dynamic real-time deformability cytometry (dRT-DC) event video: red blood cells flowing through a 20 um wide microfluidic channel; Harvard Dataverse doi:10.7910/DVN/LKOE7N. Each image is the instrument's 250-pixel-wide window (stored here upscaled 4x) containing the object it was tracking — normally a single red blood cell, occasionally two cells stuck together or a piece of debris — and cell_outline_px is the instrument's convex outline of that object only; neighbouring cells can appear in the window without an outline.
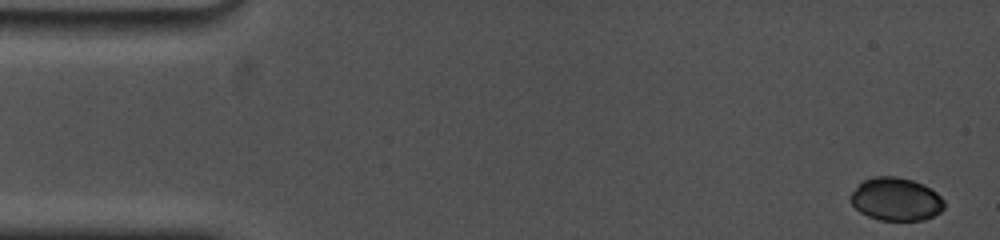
{"species": "common noctule bat (a hibernating species)", "species_latin": "Nyctalus noctula", "temperature_condition": "cold", "stored_images_in_passage": 46, "camera_frame_rate_fps": 5000, "um_per_image_px": 0.085, "animal": {"sex": "female", "body_mass_g": 19.0, "forearm_length_mm": 53.3}, "frame": {"image": 1, "passage_image": 1, "time_ms": 0.0, "image_size_px": [1000, 240], "cell_outline_px": [[944, 208], [940, 212], [924, 220], [880, 220], [868, 216], [860, 212], [848, 200], [848, 196], [864, 180], [872, 176], [896, 176], [912, 180], [924, 184], [936, 192], [944, 200]], "centroid_in_image_um": [76.15, 16.93], "position_along_channel_um": 8.9, "area_um2": 23.58}}
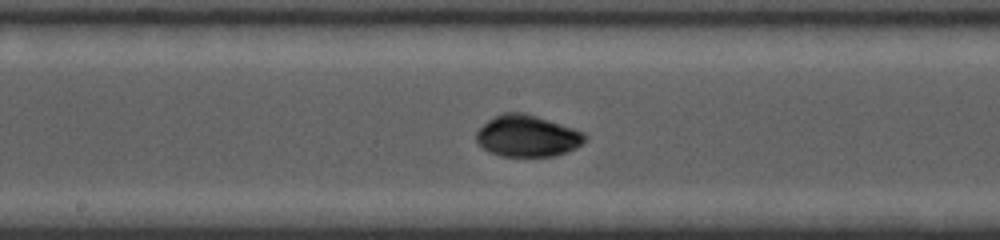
{"frame": {"image": 2, "passage_image": 27, "time_ms": 8.6, "image_size_px": [1000, 240], "cell_outline_px": [[588, 140], [576, 148], [568, 152], [556, 156], [500, 156], [484, 148], [476, 140], [476, 132], [488, 120], [504, 112], [524, 112], [584, 132], [588, 136]], "centroid_in_image_um": [44.86, 11.56], "position_along_channel_um": 203.3, "area_um2": 26.24}}
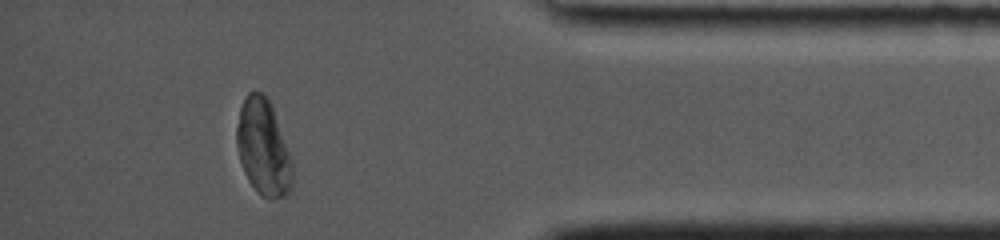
{"frame": {"image": 3, "passage_image": 46, "time_ms": 14.8, "image_size_px": [1000, 240], "cell_outline_px": [[292, 192], [284, 196], [268, 200], [260, 196], [256, 192], [248, 180], [244, 172], [236, 148], [236, 128], [240, 108], [244, 96], [248, 92], [260, 92], [268, 100], [272, 108], [292, 160]], "centroid_in_image_um": [22.36, 12.6], "position_along_channel_um": 412.8, "area_um2": 31.27}, "authors_computed_cell_mechanics": {"area_um2": 26.2123, "velocity_mm_per_s": 3.6952, "shape_relaxation_time_tau1_ms": 7.6215, "shape_relaxation_time_tau2_ms": 2.8622, "deformation_change_tau1": 0.2476, "deformation_change_tau2": 0.0286}}